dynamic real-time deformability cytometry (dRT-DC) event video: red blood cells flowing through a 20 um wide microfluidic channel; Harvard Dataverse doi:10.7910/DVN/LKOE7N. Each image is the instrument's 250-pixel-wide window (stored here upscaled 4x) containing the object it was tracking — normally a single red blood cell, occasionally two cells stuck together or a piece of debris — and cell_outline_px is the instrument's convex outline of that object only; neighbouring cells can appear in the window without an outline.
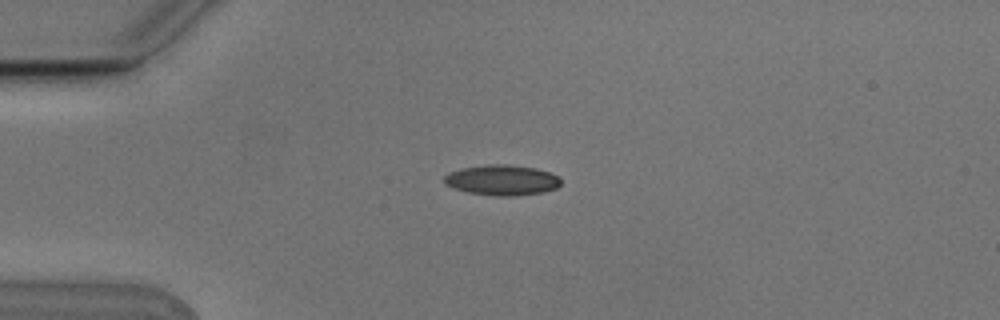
{"species": "Egyptian fruit bat (a non-hibernating species)", "species_latin": "Rousettus aegyptiacus", "temperature_condition": "cold", "stored_images_in_passage": 8, "camera_frame_rate_fps": 3000, "um_per_image_px": 0.085, "animal": {"sex": "male"}, "frame": {"image": 1, "passage_image": 2, "time_ms": 0.333, "image_size_px": [1000, 320], "cell_outline_px": [[560, 184], [556, 188], [544, 192], [516, 196], [496, 196], [468, 192], [444, 184], [444, 176], [448, 172], [460, 168], [488, 164], [504, 164], [536, 168], [560, 176]], "centroid_in_image_um": [42.67, 15.3], "position_along_channel_um": 42.3, "area_um2": 20.75}}
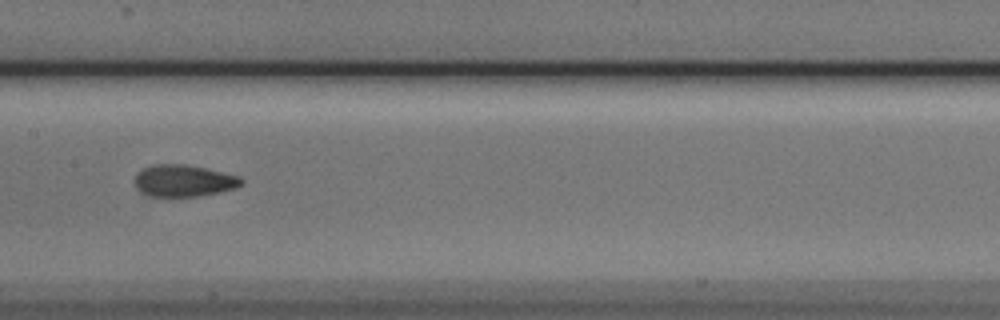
{"frame": {"image": 2, "passage_image": 6, "time_ms": 1.667, "image_size_px": [1000, 320], "cell_outline_px": [[244, 180], [236, 188], [220, 192], [200, 196], [152, 196], [140, 192], [136, 188], [136, 172], [152, 164], [184, 164], [204, 168], [240, 176]], "centroid_in_image_um": [15.61, 15.36], "position_along_channel_um": 191.8, "area_um2": 19.71}}
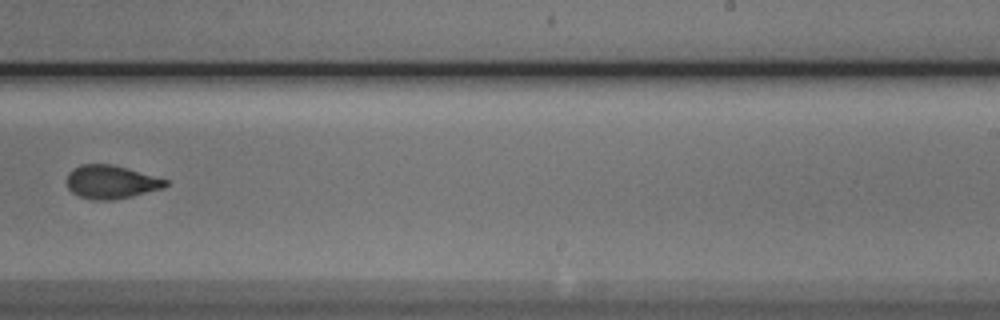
{"frame": {"image": 3, "passage_image": 8, "time_ms": 2.333, "image_size_px": [1000, 320], "cell_outline_px": [[168, 184], [164, 188], [132, 196], [112, 200], [92, 200], [80, 196], [72, 192], [68, 188], [68, 172], [72, 168], [80, 164], [112, 164], [128, 168], [168, 180]], "centroid_in_image_um": [9.44, 15.46], "position_along_channel_um": 279.6, "area_um2": 19.25}}